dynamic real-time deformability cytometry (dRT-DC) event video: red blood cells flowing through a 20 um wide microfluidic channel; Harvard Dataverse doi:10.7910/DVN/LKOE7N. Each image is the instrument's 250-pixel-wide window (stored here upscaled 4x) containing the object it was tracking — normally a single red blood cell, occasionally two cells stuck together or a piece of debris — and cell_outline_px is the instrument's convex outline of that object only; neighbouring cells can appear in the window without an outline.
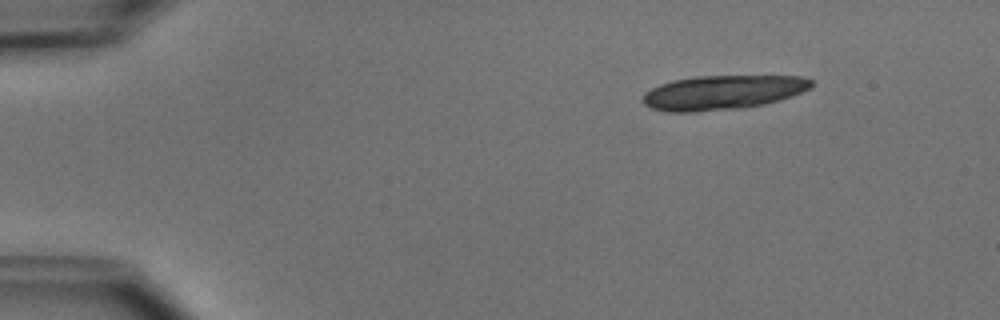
{"species": "common noctule bat (a hibernating species)", "species_latin": "Nyctalus noctula", "temperature_condition": "cold", "stored_images_in_passage": 4, "camera_frame_rate_fps": 3000, "um_per_image_px": 0.085, "animal": {"sex": "male", "body_mass_g": 15.6}, "frame": {"image": 1, "passage_image": 2, "time_ms": 1.333, "image_size_px": [1000, 320], "cell_outline_px": [[812, 84], [808, 88], [792, 96], [780, 100], [764, 104], [740, 108], [696, 112], [664, 112], [652, 108], [644, 104], [644, 92], [660, 84], [672, 80], [696, 76], [804, 76], [812, 80]], "centroid_in_image_um": [61.4, 7.86], "position_along_channel_um": 23.6, "area_um2": 33.7}}